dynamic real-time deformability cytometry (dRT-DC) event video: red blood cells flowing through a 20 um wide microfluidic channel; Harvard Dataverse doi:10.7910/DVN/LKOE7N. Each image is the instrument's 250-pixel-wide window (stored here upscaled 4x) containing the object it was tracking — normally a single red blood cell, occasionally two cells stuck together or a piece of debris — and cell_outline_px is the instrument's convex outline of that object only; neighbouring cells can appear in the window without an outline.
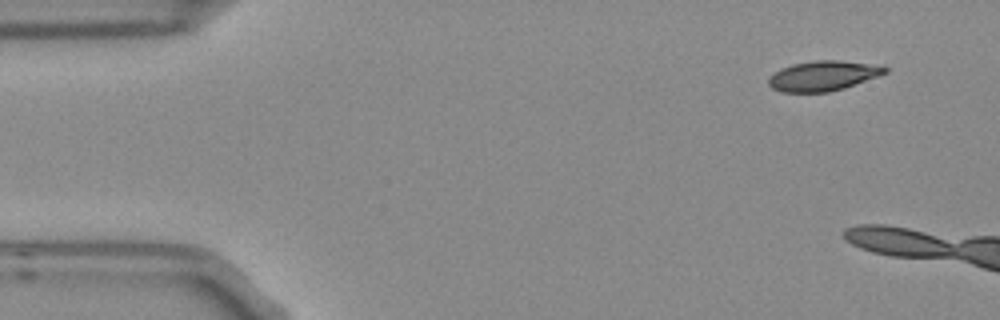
{"species": "Egyptian fruit bat (a non-hibernating species)", "species_latin": "Rousettus aegyptiacus", "temperature_condition": "room temperature", "stored_images_in_passage": 3, "camera_frame_rate_fps": 3000, "um_per_image_px": 0.085, "frame": {"image": 1, "passage_image": 1, "time_ms": 0.0, "image_size_px": [1000, 320], "cell_outline_px": [[888, 72], [844, 88], [828, 92], [780, 92], [772, 88], [768, 84], [768, 80], [780, 68], [792, 64], [812, 60], [836, 60], [884, 64], [888, 68]], "centroid_in_image_um": [70.01, 6.43], "position_along_channel_um": 15.0, "area_um2": 20.52}}